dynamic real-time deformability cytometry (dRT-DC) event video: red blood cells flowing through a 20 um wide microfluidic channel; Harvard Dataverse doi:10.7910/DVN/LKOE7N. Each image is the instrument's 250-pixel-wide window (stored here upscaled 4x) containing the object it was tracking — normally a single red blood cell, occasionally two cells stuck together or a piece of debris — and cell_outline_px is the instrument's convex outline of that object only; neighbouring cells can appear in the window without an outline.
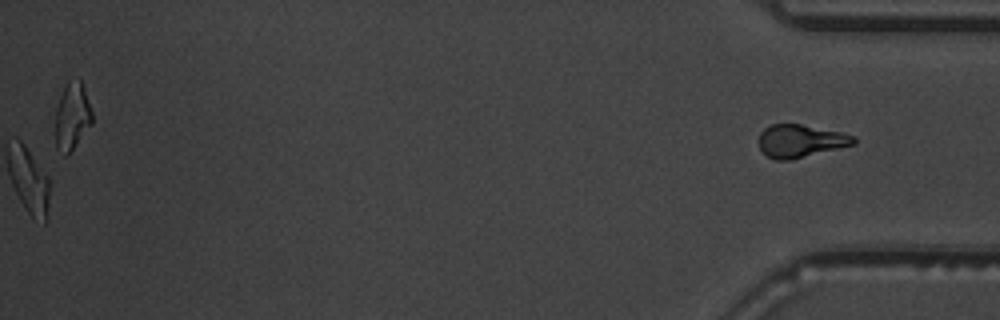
{"species": "common noctule bat (a hibernating species)", "species_latin": "Nyctalus noctula", "temperature_condition": "warm", "stored_images_in_passage": 56, "camera_frame_rate_fps": 3000, "um_per_image_px": 0.085, "animal": {"sex": "male", "body_mass_g": 19.5, "forearm_length_mm": 54.6}, "frame": {"image": 1, "passage_image": 56, "time_ms": 18.333, "image_size_px": [1000, 320], "cell_outline_px": [[856, 144], [788, 160], [776, 160], [768, 156], [760, 148], [760, 132], [768, 124], [800, 124], [840, 132], [856, 136]], "centroid_in_image_um": [68.05, 11.97], "position_along_channel_um": 367.1, "area_um2": 17.92}, "authors_computed_cell_mechanics": {"area_um2": 17.1666, "velocity_mm_per_s": 3.8039, "shape_relaxation_time_tau1_ms": 4.3058, "shape_relaxation_time_tau2_ms": 2.6157, "deformation_change_tau1": 0.1806, "deformation_change_tau2": 0.107}}